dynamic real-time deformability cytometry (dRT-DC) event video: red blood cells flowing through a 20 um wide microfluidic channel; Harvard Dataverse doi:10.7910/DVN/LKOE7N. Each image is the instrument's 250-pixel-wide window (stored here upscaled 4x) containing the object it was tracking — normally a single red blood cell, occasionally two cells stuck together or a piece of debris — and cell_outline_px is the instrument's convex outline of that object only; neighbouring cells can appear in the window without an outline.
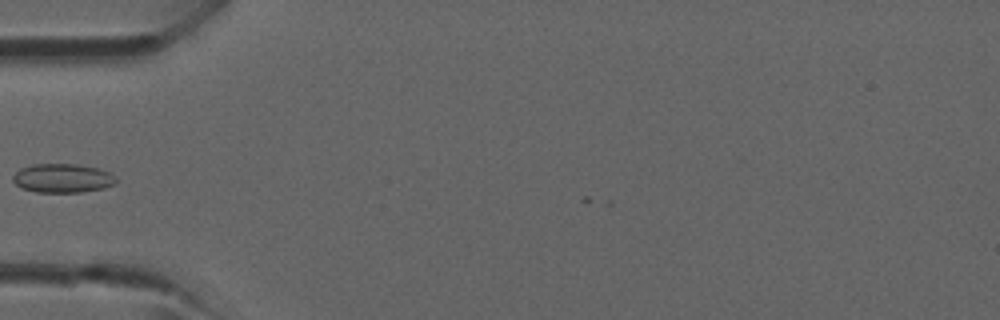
{"species": "common noctule bat (a hibernating species)", "species_latin": "Nyctalus noctula", "temperature_condition": "room temperature", "stored_images_in_passage": 1, "camera_frame_rate_fps": 3000, "um_per_image_px": 0.085, "animal": {"sex": "male", "forearm_length_mm": 52.5}, "frame": {"image": 1, "passage_image": 1, "time_ms": 0.0, "image_size_px": [1000, 320], "cell_outline_px": [[116, 184], [104, 188], [80, 192], [36, 192], [20, 188], [12, 180], [12, 176], [20, 168], [32, 164], [76, 164], [100, 168], [116, 176]], "centroid_in_image_um": [5.31, 15.14], "position_along_channel_um": 79.7, "area_um2": 17.57}}